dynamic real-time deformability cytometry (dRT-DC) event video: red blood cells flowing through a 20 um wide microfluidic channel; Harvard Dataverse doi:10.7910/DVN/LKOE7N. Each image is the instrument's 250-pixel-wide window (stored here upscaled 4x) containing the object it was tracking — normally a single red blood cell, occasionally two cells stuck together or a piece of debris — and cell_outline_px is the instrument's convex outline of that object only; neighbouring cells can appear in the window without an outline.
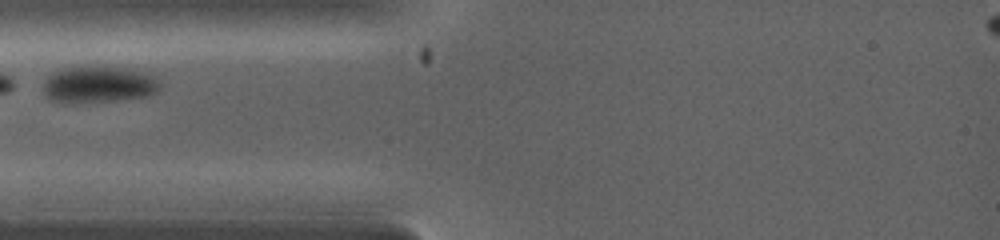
{"species": "common noctule bat (a hibernating species)", "species_latin": "Nyctalus noctula", "temperature_condition": "warm", "stored_images_in_passage": 2, "camera_frame_rate_fps": 5000, "um_per_image_px": 0.085, "animal": {"sex": "female", "body_mass_g": 19.0, "forearm_length_mm": 53.3}, "frame": {"image": 1, "passage_image": 1, "time_ms": 0.0, "image_size_px": [1000, 240], "cell_outline_px": [[160, 88], [156, 92], [144, 96], [116, 100], [52, 100], [44, 92], [44, 80], [52, 72], [60, 68], [132, 68], [152, 76], [160, 84]], "centroid_in_image_um": [8.4, 7.15], "position_along_channel_um": 76.6, "area_um2": 23.52}}